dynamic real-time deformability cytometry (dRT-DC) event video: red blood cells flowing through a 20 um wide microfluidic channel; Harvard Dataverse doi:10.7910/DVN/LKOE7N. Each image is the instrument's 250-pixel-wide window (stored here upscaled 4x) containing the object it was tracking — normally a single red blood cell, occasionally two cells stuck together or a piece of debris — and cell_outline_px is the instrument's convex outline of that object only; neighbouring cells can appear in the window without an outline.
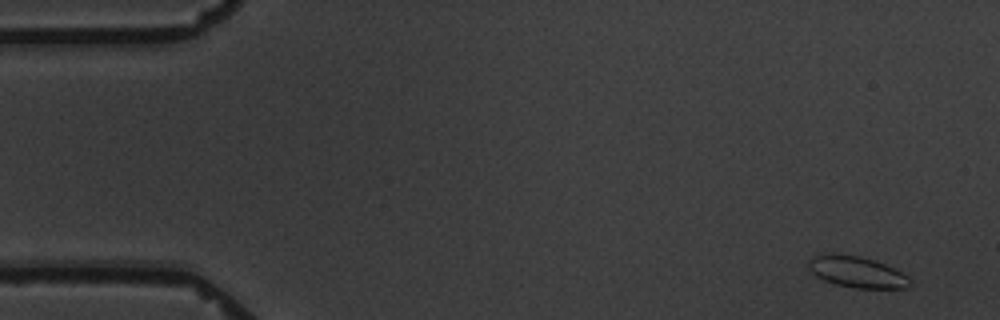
{"species": "common noctule bat (a hibernating species)", "species_latin": "Nyctalus noctula", "temperature_condition": "warm", "stored_images_in_passage": 5, "camera_frame_rate_fps": 3000, "um_per_image_px": 0.085, "animal": {"sex": "male", "body_mass_g": 19.5, "forearm_length_mm": 54.6}, "frame": {"image": 1, "passage_image": 1, "time_ms": 0.0, "image_size_px": [1000, 320], "cell_outline_px": [[912, 280], [908, 288], [852, 288], [836, 284], [824, 280], [816, 276], [808, 268], [808, 260], [812, 256], [820, 252], [860, 256], [884, 264], [908, 276]], "centroid_in_image_um": [72.78, 23.11], "position_along_channel_um": 12.2, "area_um2": 18.55}}
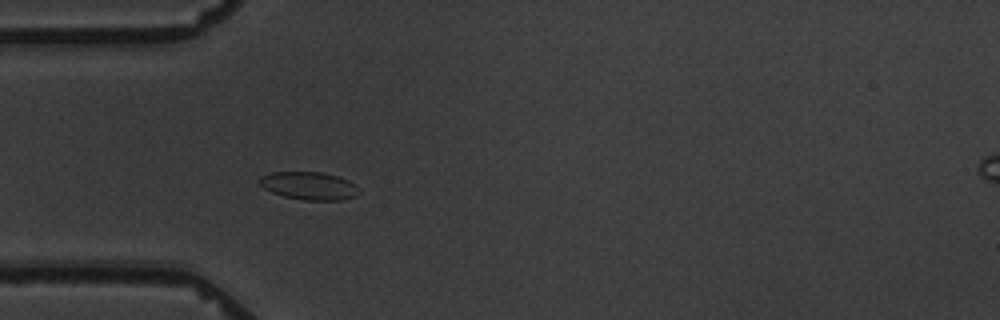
{"frame": {"image": 2, "passage_image": 5, "time_ms": 4.667, "image_size_px": [1000, 320], "cell_outline_px": [[360, 192], [356, 196], [344, 200], [304, 200], [284, 196], [272, 192], [264, 188], [256, 180], [260, 176], [272, 172], [324, 172], [348, 180]], "centroid_in_image_um": [26.23, 15.79], "position_along_channel_um": 58.8, "area_um2": 16.13}}